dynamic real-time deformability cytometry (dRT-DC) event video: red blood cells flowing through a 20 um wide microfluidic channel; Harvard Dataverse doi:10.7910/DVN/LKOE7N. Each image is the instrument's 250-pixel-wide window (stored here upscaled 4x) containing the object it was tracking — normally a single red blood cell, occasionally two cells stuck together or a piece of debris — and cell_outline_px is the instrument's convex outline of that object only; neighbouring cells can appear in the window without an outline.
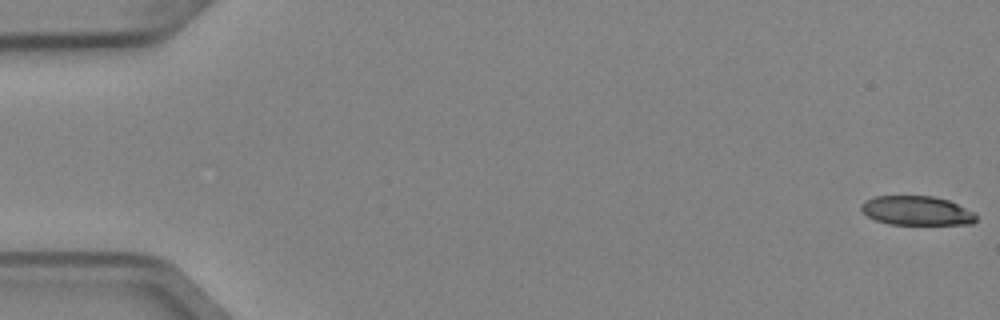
{"species": "Egyptian fruit bat (a non-hibernating species)", "species_latin": "Rousettus aegyptiacus", "temperature_condition": "cold", "stored_images_in_passage": 4, "camera_frame_rate_fps": 3000, "um_per_image_px": 0.085, "animal": {"sex": "female"}, "frame": {"image": 1, "passage_image": 1, "time_ms": 0.0, "image_size_px": [1000, 320], "cell_outline_px": [[976, 220], [972, 224], [888, 224], [876, 220], [868, 216], [860, 208], [860, 204], [864, 200], [876, 196], [932, 196], [948, 200], [972, 212], [976, 216]], "centroid_in_image_um": [77.87, 17.9], "position_along_channel_um": 7.1, "area_um2": 19.36}}